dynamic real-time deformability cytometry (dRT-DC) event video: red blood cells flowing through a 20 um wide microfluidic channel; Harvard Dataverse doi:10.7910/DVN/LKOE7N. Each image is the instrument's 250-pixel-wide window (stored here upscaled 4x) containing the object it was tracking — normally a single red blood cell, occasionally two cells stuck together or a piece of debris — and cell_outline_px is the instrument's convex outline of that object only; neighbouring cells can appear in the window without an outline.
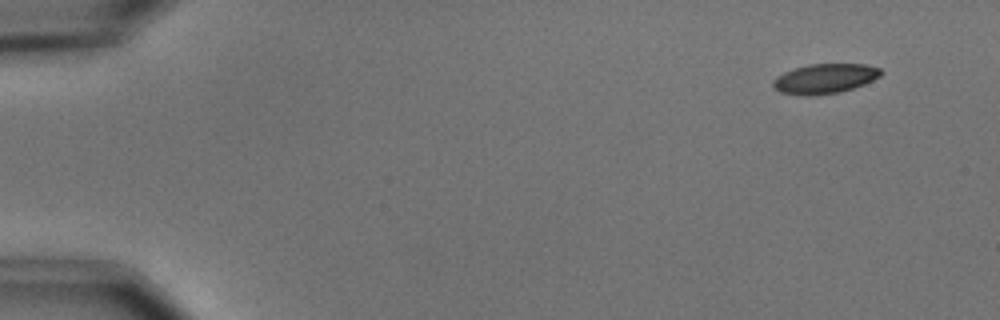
{"species": "common noctule bat (a hibernating species)", "species_latin": "Nyctalus noctula", "temperature_condition": "cold", "stored_images_in_passage": 9, "camera_frame_rate_fps": 3000, "um_per_image_px": 0.085, "animal": {"sex": "male", "body_mass_g": 15.6}, "frame": {"image": 1, "passage_image": 1, "time_ms": 0.0, "image_size_px": [1000, 320], "cell_outline_px": [[884, 72], [880, 76], [864, 84], [840, 92], [812, 96], [804, 96], [780, 92], [772, 88], [772, 80], [776, 76], [784, 72], [808, 64], [864, 64], [880, 68]], "centroid_in_image_um": [70.08, 6.69], "position_along_channel_um": 14.9, "area_um2": 18.84}}
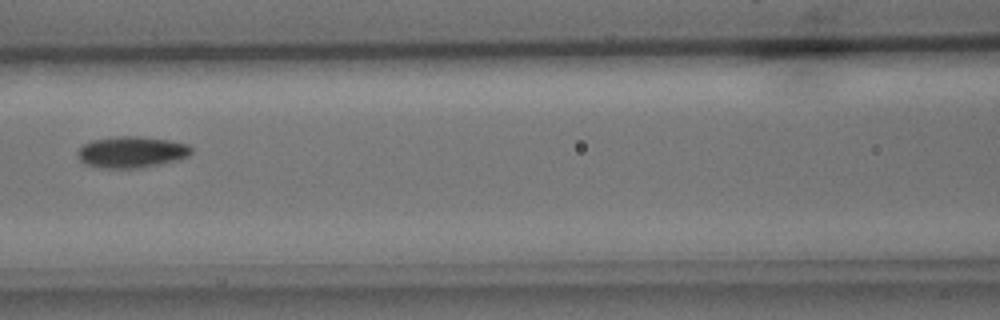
{"frame": {"image": 2, "passage_image": 7, "time_ms": 7.0, "image_size_px": [1000, 320], "cell_outline_px": [[192, 152], [188, 156], [180, 160], [160, 164], [132, 168], [104, 168], [84, 164], [80, 160], [76, 152], [84, 144], [92, 140], [120, 136], [140, 136], [168, 140], [188, 144], [192, 148]], "centroid_in_image_um": [11.19, 12.92], "position_along_channel_um": 155.4, "area_um2": 20.75}}
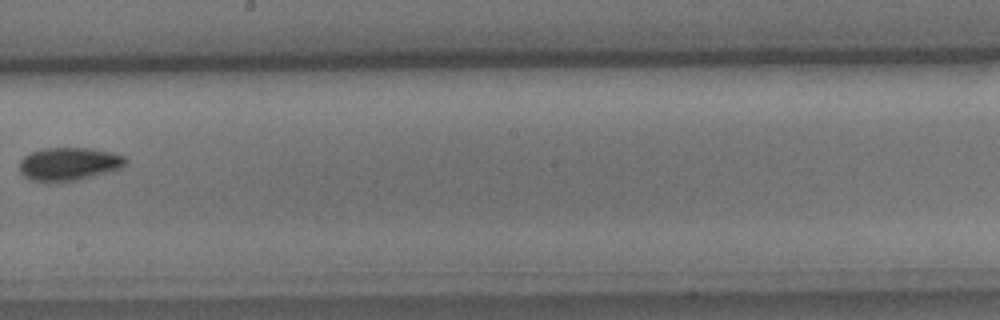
{"frame": {"image": 3, "passage_image": 9, "time_ms": 9.333, "image_size_px": [1000, 320], "cell_outline_px": [[128, 160], [124, 168], [112, 172], [76, 180], [48, 184], [32, 180], [24, 176], [20, 172], [20, 160], [24, 156], [32, 152], [44, 148], [88, 148], [112, 152], [124, 156]], "centroid_in_image_um": [5.88, 13.96], "position_along_channel_um": 242.3, "area_um2": 20.98}}